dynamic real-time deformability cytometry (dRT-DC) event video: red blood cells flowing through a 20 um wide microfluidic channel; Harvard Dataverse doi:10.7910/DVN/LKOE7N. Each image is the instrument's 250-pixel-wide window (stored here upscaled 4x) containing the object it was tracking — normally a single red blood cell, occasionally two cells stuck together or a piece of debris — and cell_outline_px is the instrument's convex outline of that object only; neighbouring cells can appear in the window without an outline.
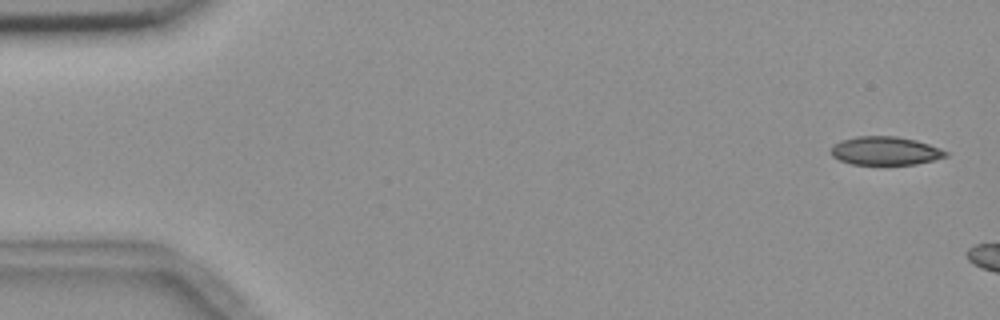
{"species": "common noctule bat (a hibernating species)", "species_latin": "Nyctalus noctula", "temperature_condition": "room temperature", "stored_images_in_passage": 3, "camera_frame_rate_fps": 3000, "um_per_image_px": 0.085, "animal": {"sex": "female", "body_mass_g": 18.4}, "frame": {"image": 1, "passage_image": 1, "time_ms": 0.0, "image_size_px": [1000, 320], "cell_outline_px": [[948, 156], [916, 164], [852, 164], [840, 160], [832, 156], [832, 144], [840, 140], [856, 136], [896, 136], [916, 140], [940, 148], [948, 152]], "centroid_in_image_um": [75.23, 12.81], "position_along_channel_um": 9.8, "area_um2": 18.96}}